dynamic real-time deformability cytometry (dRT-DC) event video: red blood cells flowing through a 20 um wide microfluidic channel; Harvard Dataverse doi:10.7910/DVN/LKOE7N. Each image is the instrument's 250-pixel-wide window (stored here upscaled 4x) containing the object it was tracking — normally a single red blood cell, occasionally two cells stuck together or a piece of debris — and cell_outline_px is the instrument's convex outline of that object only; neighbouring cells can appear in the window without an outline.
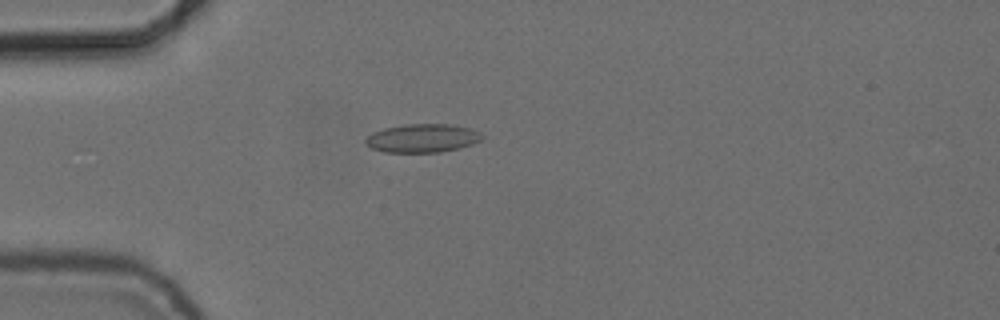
{"species": "common noctule bat (a hibernating species)", "species_latin": "Nyctalus noctula", "temperature_condition": "cold", "stored_images_in_passage": 56, "camera_frame_rate_fps": 3000, "um_per_image_px": 0.085, "animal": {"sex": "female", "body_mass_g": 24.6, "forearm_length_mm": 56.2}, "frame": {"image": 1, "passage_image": 16, "time_ms": 5.0, "image_size_px": [1000, 320], "cell_outline_px": [[484, 136], [480, 140], [472, 144], [460, 148], [440, 152], [384, 152], [372, 148], [364, 144], [364, 140], [372, 132], [384, 128], [404, 124], [452, 124], [472, 128], [480, 132]], "centroid_in_image_um": [35.91, 11.74], "position_along_channel_um": 49.1, "area_um2": 19.54}}
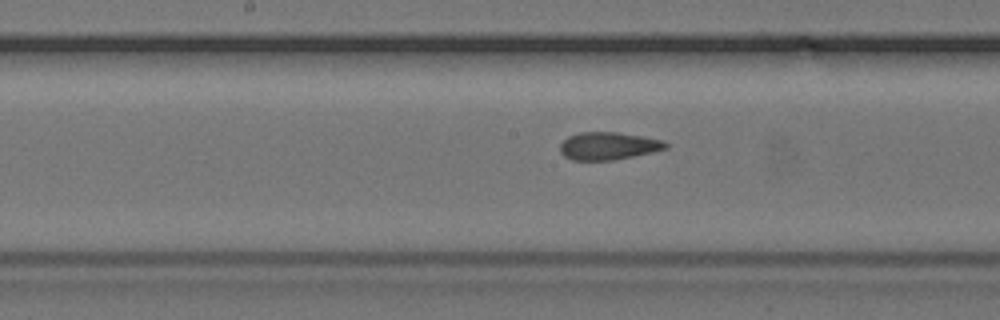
{"frame": {"image": 2, "passage_image": 29, "time_ms": 9.333, "image_size_px": [1000, 320], "cell_outline_px": [[668, 148], [652, 152], [612, 160], [572, 160], [564, 156], [560, 152], [560, 144], [568, 136], [580, 132], [616, 132], [644, 136], [664, 140], [668, 144]], "centroid_in_image_um": [51.71, 12.4], "position_along_channel_um": 196.5, "area_um2": 17.05}}
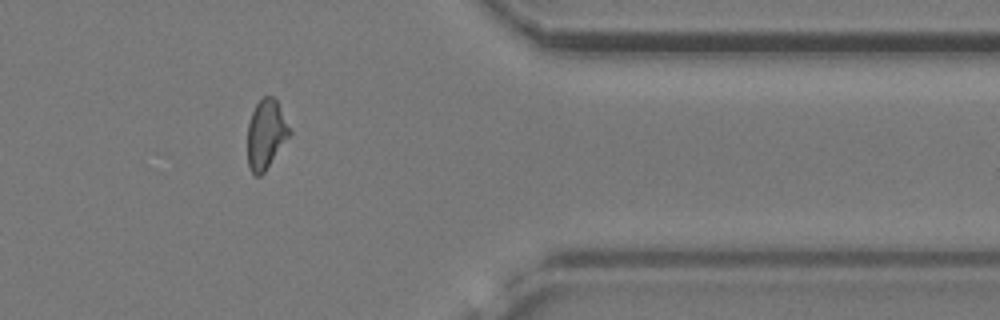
{"frame": {"image": 3, "passage_image": 46, "time_ms": 15.0, "image_size_px": [1000, 320], "cell_outline_px": [[292, 136], [264, 172], [260, 176], [256, 176], [248, 168], [248, 124], [252, 112], [256, 104], [264, 96], [272, 96], [276, 100], [292, 132]], "centroid_in_image_um": [22.63, 11.44], "position_along_channel_um": 388.8, "area_um2": 17.11}, "authors_computed_cell_mechanics": {"area_um2": 17.5423, "velocity_mm_per_s": 3.7063, "shape_relaxation_time_tau1_ms": null, "shape_relaxation_time_tau2_ms": 1.8628, "deformation_change_tau1": null, "deformation_change_tau2": 0.0617}}